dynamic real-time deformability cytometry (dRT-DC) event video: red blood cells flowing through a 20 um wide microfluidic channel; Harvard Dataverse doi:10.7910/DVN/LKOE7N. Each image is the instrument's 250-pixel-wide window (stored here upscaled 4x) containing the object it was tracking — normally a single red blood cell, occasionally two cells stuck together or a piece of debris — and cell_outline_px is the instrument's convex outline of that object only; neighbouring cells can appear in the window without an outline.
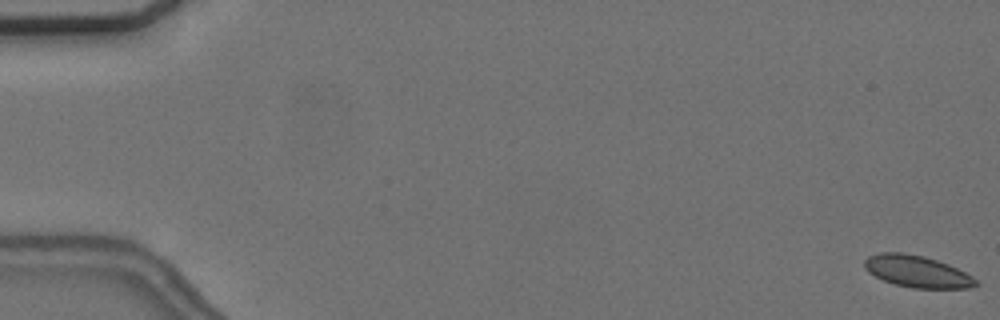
{"species": "common noctule bat (a hibernating species)", "species_latin": "Nyctalus noctula", "temperature_condition": "cold", "stored_images_in_passage": 7, "camera_frame_rate_fps": 3000, "um_per_image_px": 0.085, "animal": {"sex": "female", "body_mass_g": 24.6, "forearm_length_mm": 56.2}, "frame": {"image": 1, "passage_image": 1, "time_ms": 0.0, "image_size_px": [1000, 320], "cell_outline_px": [[980, 284], [968, 288], [912, 288], [896, 284], [884, 280], [868, 272], [864, 268], [864, 260], [868, 256], [880, 252], [904, 252], [924, 256], [948, 264], [972, 276]], "centroid_in_image_um": [77.93, 23.06], "position_along_channel_um": 7.1, "area_um2": 20.58}}